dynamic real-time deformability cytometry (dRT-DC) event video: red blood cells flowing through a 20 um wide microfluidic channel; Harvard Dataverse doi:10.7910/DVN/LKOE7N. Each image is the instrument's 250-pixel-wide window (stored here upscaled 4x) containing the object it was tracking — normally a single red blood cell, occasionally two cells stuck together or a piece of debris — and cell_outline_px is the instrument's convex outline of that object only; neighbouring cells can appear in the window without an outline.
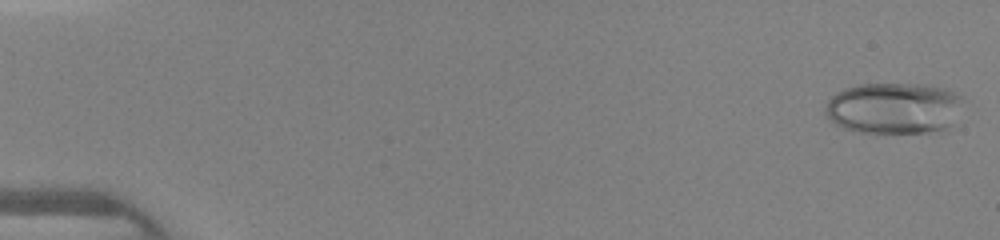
{"species": "human", "species_latin": "Homo sapiens", "temperature_condition": "warm", "stored_images_in_passage": 45, "camera_frame_rate_fps": 3000, "um_per_image_px": 0.085, "donor": {"sex": "female"}, "frame": {"image": 1, "passage_image": 1, "time_ms": 0.0, "image_size_px": [1000, 240], "cell_outline_px": [[960, 96], [948, 124], [944, 132], [860, 132], [844, 128], [836, 124], [824, 112], [824, 108], [828, 100], [836, 92], [860, 84], [924, 84], [944, 88]], "centroid_in_image_um": [75.86, 9.19], "position_along_channel_um": 9.1, "area_um2": 40.17}}
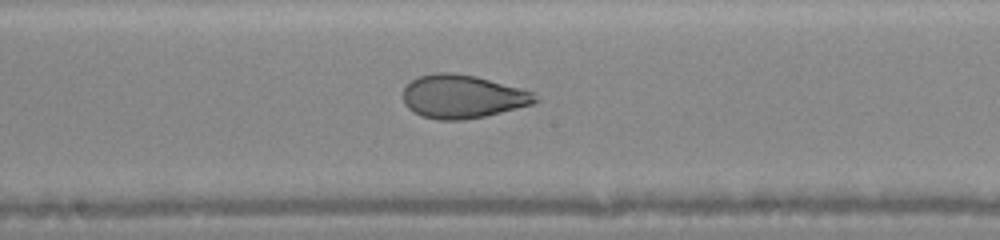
{"frame": {"image": 2, "passage_image": 25, "time_ms": 8.0, "image_size_px": [1000, 240], "cell_outline_px": [[540, 100], [532, 104], [484, 116], [464, 120], [436, 120], [420, 116], [408, 108], [404, 104], [404, 88], [412, 80], [420, 76], [436, 72], [452, 72], [476, 76], [532, 92]], "centroid_in_image_um": [39.28, 8.21], "position_along_channel_um": 208.9, "area_um2": 33.18}}
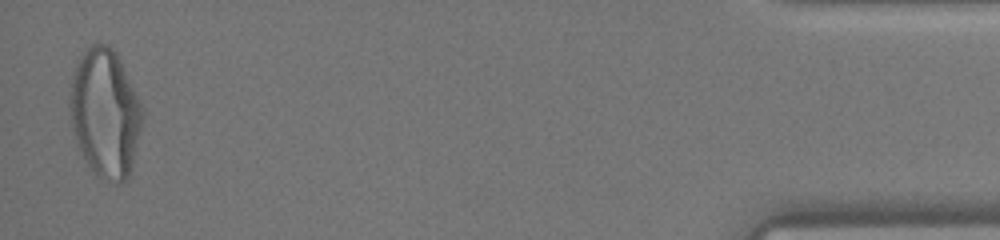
{"frame": {"image": 3, "passage_image": 45, "time_ms": 14.667, "image_size_px": [1000, 240], "cell_outline_px": [[144, 120], [132, 168], [128, 180], [120, 184], [104, 180], [88, 164], [80, 148], [72, 128], [68, 104], [72, 72], [76, 60], [88, 44], [96, 40], [108, 44], [116, 52], [144, 112]], "centroid_in_image_um": [8.93, 9.57], "position_along_channel_um": 426.3, "area_um2": 54.91}}